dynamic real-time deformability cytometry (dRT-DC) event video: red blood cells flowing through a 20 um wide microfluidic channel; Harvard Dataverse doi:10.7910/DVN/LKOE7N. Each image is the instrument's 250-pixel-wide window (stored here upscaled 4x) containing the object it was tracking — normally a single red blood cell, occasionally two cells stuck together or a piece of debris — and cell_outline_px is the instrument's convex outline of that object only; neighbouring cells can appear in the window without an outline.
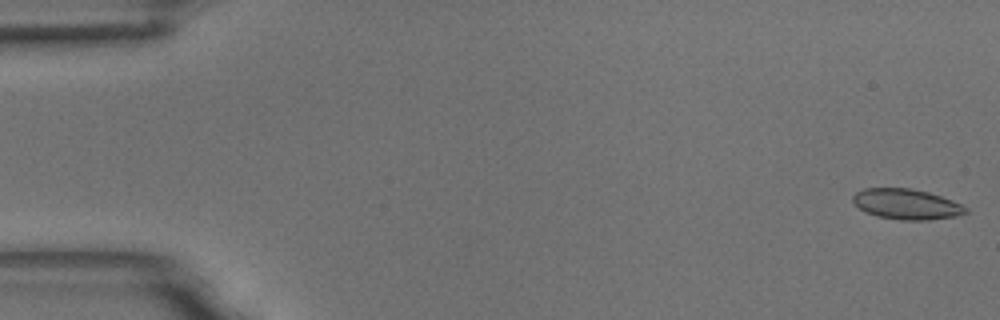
{"species": "common noctule bat (a hibernating species)", "species_latin": "Nyctalus noctula", "temperature_condition": "room temperature", "stored_images_in_passage": 6, "camera_frame_rate_fps": 3000, "um_per_image_px": 0.085, "animal": {"sex": "male", "body_mass_g": 18.8}, "frame": {"image": 1, "passage_image": 1, "time_ms": 0.0, "image_size_px": [1000, 320], "cell_outline_px": [[968, 212], [956, 216], [928, 220], [900, 220], [876, 216], [864, 212], [852, 200], [852, 196], [856, 192], [864, 188], [912, 188], [928, 192], [952, 200], [968, 208]], "centroid_in_image_um": [77.04, 17.35], "position_along_channel_um": 8.0, "area_um2": 20.06}}
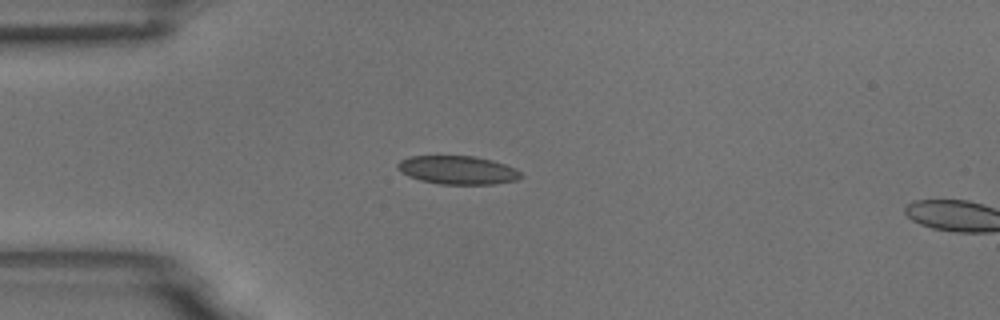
{"frame": {"image": 2, "passage_image": 5, "time_ms": 1.333, "image_size_px": [1000, 320], "cell_outline_px": [[524, 176], [516, 180], [492, 184], [440, 184], [420, 180], [408, 176], [400, 172], [396, 168], [396, 164], [400, 160], [412, 156], [472, 156], [492, 160], [516, 168]], "centroid_in_image_um": [38.88, 14.45], "position_along_channel_um": 46.1, "area_um2": 20.46}}